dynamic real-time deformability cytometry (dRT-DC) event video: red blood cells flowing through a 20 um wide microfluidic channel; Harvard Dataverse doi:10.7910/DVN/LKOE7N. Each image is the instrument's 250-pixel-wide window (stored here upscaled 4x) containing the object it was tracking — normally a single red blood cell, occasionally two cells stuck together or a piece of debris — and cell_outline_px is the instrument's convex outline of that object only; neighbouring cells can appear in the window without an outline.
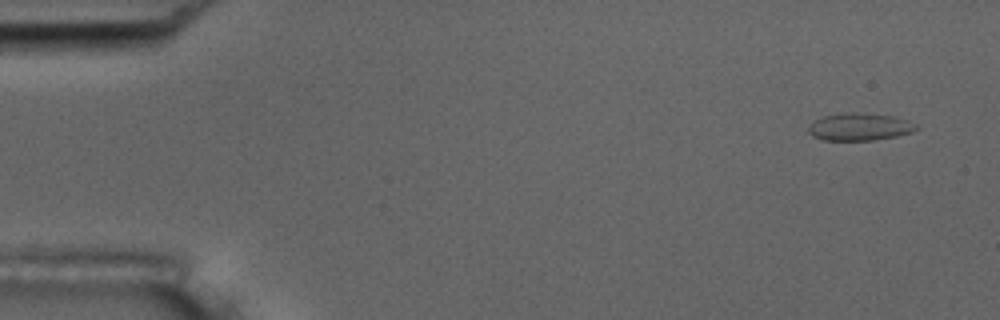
{"species": "common noctule bat (a hibernating species)", "species_latin": "Nyctalus noctula", "temperature_condition": "room temperature", "stored_images_in_passage": 10, "camera_frame_rate_fps": 3000, "um_per_image_px": 0.085, "animal": {"sex": "male", "body_mass_g": 17.5, "forearm_length_mm": 52.3}, "frame": {"image": 1, "passage_image": 1, "time_ms": 0.0, "image_size_px": [1000, 320], "cell_outline_px": [[920, 128], [912, 132], [896, 136], [872, 140], [824, 140], [812, 136], [808, 132], [808, 124], [824, 116], [844, 112], [856, 112], [896, 116], [908, 120], [916, 124]], "centroid_in_image_um": [73.08, 10.77], "position_along_channel_um": 11.9, "area_um2": 17.4}}
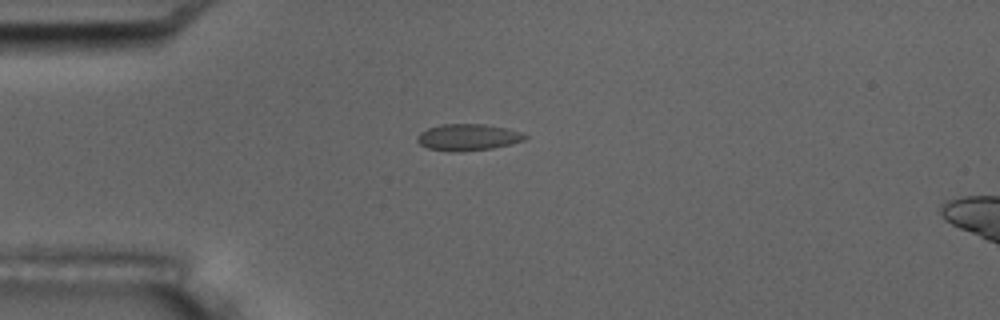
{"frame": {"image": 2, "passage_image": 4, "time_ms": 3.667, "image_size_px": [1000, 320], "cell_outline_px": [[528, 136], [524, 140], [512, 144], [492, 148], [452, 152], [428, 148], [420, 144], [416, 140], [416, 136], [420, 132], [428, 128], [440, 124], [484, 124], [508, 128], [520, 132]], "centroid_in_image_um": [39.76, 11.66], "position_along_channel_um": 45.2, "area_um2": 16.7}}